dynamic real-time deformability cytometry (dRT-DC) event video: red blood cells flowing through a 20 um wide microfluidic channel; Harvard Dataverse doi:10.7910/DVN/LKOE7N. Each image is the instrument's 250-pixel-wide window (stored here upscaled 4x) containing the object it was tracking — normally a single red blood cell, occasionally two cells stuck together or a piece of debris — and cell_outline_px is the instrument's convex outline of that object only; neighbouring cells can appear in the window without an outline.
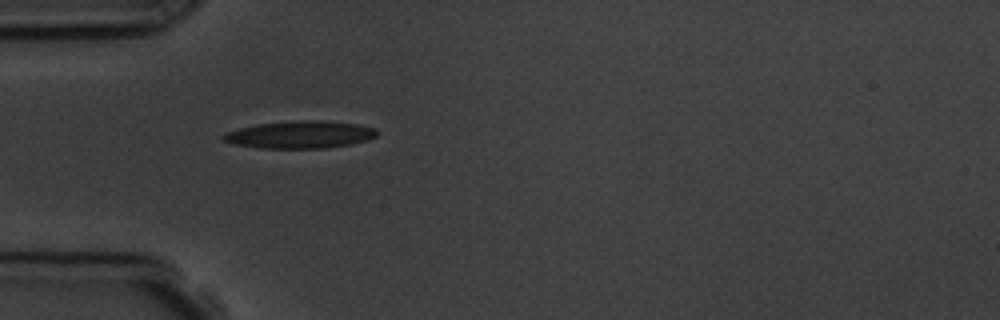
{"species": "common noctule bat (a hibernating species)", "species_latin": "Nyctalus noctula", "temperature_condition": "room temperature", "stored_images_in_passage": 5, "camera_frame_rate_fps": 3000, "um_per_image_px": 0.085, "animal": {"sex": "male", "body_mass_g": 19.5, "forearm_length_mm": 54.6}, "frame": {"image": 1, "passage_image": 1, "time_ms": 0.0, "image_size_px": [1000, 320], "cell_outline_px": [[376, 136], [368, 140], [352, 144], [324, 148], [260, 148], [232, 144], [224, 140], [220, 136], [224, 132], [240, 128], [260, 124], [300, 120], [316, 120], [356, 124], [376, 128]], "centroid_in_image_um": [25.48, 11.45], "position_along_channel_um": 59.5, "area_um2": 24.39}}